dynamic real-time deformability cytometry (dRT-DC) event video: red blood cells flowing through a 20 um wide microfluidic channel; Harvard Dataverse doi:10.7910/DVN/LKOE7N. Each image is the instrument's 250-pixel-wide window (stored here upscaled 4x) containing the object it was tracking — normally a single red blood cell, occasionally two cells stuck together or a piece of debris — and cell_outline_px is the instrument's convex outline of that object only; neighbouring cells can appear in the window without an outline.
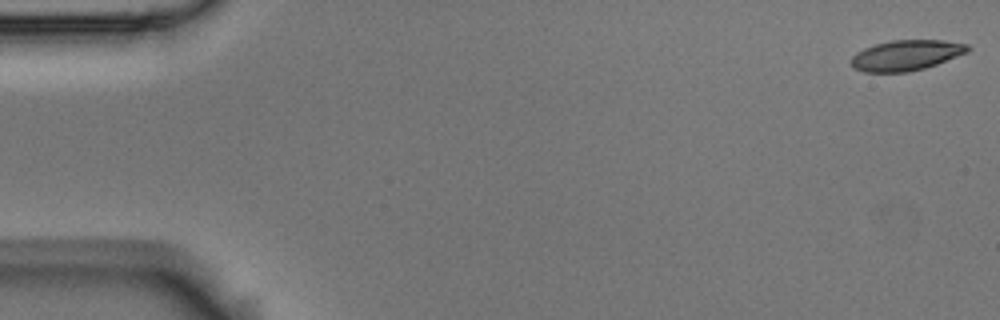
{"species": "Egyptian fruit bat (a non-hibernating species)", "species_latin": "Rousettus aegyptiacus", "temperature_condition": "room temperature", "stored_images_in_passage": 57, "camera_frame_rate_fps": 3000, "um_per_image_px": 0.085, "animal": {"sex": "male"}, "frame": {"image": 1, "passage_image": 1, "time_ms": 0.0, "image_size_px": [1000, 320], "cell_outline_px": [[972, 48], [968, 52], [936, 64], [924, 68], [908, 72], [864, 72], [852, 68], [852, 56], [856, 52], [864, 48], [876, 44], [892, 40], [944, 40], [968, 44]], "centroid_in_image_um": [77.03, 4.69], "position_along_channel_um": 8.0, "area_um2": 20.69}}
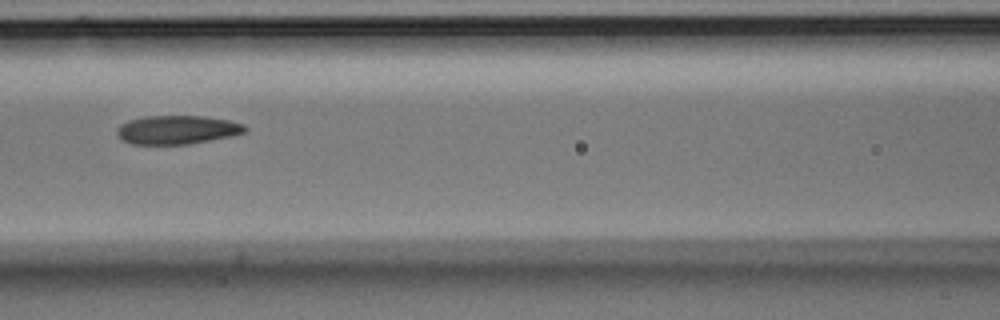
{"frame": {"image": 2, "passage_image": 25, "time_ms": 8.0, "image_size_px": [1000, 320], "cell_outline_px": [[248, 128], [244, 132], [232, 136], [188, 144], [132, 144], [124, 140], [116, 132], [116, 128], [120, 124], [128, 120], [144, 116], [204, 116], [228, 120], [244, 124]], "centroid_in_image_um": [15.06, 11.02], "position_along_channel_um": 151.5, "area_um2": 21.39}}
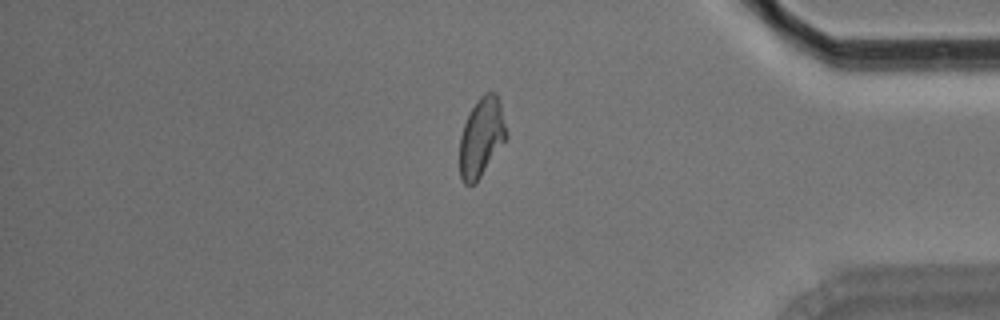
{"frame": {"image": 3, "passage_image": 48, "time_ms": 15.667, "image_size_px": [1000, 320], "cell_outline_px": [[508, 140], [480, 176], [472, 184], [464, 184], [460, 176], [460, 136], [464, 124], [476, 100], [484, 92], [496, 92], [500, 104], [508, 132]], "centroid_in_image_um": [40.95, 11.64], "position_along_channel_um": 394.2, "area_um2": 21.56}, "authors_computed_cell_mechanics": {"area_um2": 21.6172, "velocity_mm_per_s": 3.5243, "shape_relaxation_time_tau1_ms": 10.4718, "shape_relaxation_time_tau2_ms": 2.8111, "deformation_change_tau1": 0.2058, "deformation_change_tau2": 0.083}}